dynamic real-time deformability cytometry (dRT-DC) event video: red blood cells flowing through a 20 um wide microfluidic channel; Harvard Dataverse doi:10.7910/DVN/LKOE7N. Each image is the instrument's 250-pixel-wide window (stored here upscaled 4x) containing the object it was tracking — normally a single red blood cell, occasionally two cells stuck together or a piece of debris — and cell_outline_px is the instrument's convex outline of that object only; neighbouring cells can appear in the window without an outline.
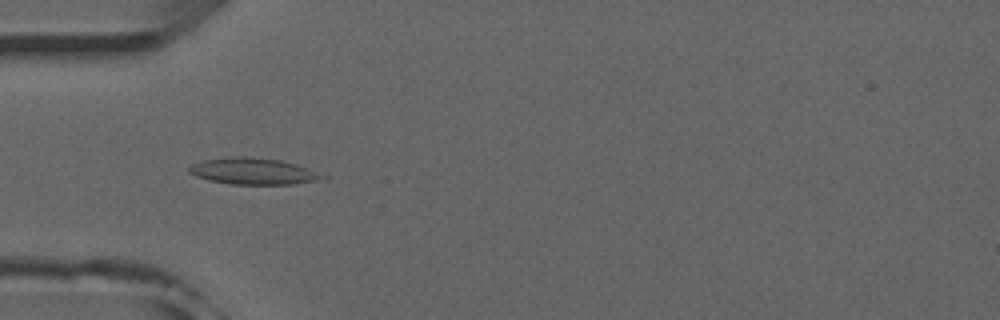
{"species": "common noctule bat (a hibernating species)", "species_latin": "Nyctalus noctula", "temperature_condition": "room temperature", "stored_images_in_passage": 50, "camera_frame_rate_fps": 3000, "um_per_image_px": 0.085, "animal": {"sex": "male", "forearm_length_mm": 52.5}, "frame": {"image": 1, "passage_image": 15, "time_ms": 4.667, "image_size_px": [1000, 320], "cell_outline_px": [[328, 176], [312, 180], [292, 184], [232, 184], [212, 180], [196, 176], [188, 172], [188, 168], [192, 164], [204, 160], [236, 156], [244, 156], [280, 160], [328, 172]], "centroid_in_image_um": [21.6, 14.54], "position_along_channel_um": 63.4, "area_um2": 20.52}, "authors_computed_cell_mechanics": {"area_um2": 17.8313, "velocity_mm_per_s": 3.9668, "shape_relaxation_time_tau1_ms": null, "shape_relaxation_time_tau2_ms": 3.3466, "deformation_change_tau1": null, "deformation_change_tau2": 0.1151}}